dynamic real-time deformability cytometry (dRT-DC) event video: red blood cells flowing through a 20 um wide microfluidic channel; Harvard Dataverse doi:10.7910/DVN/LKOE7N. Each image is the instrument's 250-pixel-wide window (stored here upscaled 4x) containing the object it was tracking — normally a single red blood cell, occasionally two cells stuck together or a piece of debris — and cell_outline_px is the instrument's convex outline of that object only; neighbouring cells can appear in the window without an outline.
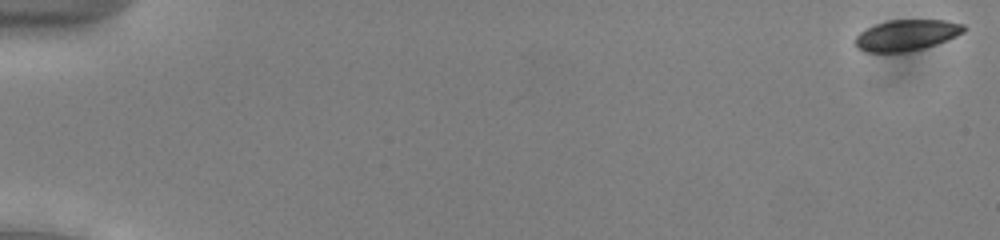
{"species": "common noctule bat (a hibernating species)", "species_latin": "Nyctalus noctula", "temperature_condition": "cold", "stored_images_in_passage": 54, "camera_frame_rate_fps": 3000, "um_per_image_px": 0.085, "animal": {"sex": "male", "body_mass_g": 13.0, "forearm_length_mm": 53.1}, "frame": {"image": 1, "passage_image": 1, "time_ms": 0.0, "image_size_px": [1000, 240], "cell_outline_px": [[964, 32], [956, 36], [936, 44], [924, 48], [904, 52], [868, 52], [856, 48], [852, 44], [852, 40], [860, 32], [876, 24], [888, 20], [944, 20], [964, 24]], "centroid_in_image_um": [77.0, 2.99], "position_along_channel_um": 8.0, "area_um2": 19.65}}
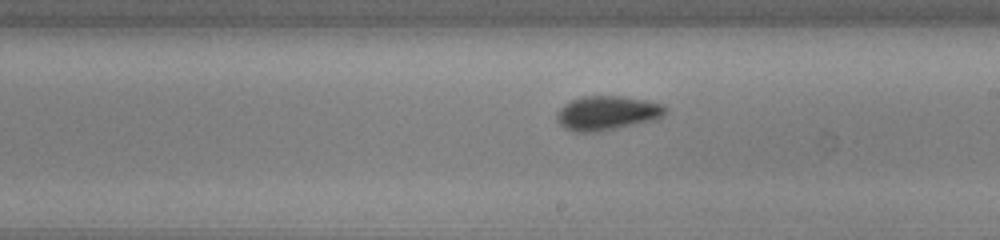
{"frame": {"image": 2, "passage_image": 32, "time_ms": 10.333, "image_size_px": [1000, 240], "cell_outline_px": [[668, 108], [664, 116], [656, 120], [600, 132], [576, 132], [564, 128], [556, 120], [556, 112], [564, 104], [580, 96], [624, 96], [648, 100], [664, 104]], "centroid_in_image_um": [51.64, 9.61], "position_along_channel_um": 237.4, "area_um2": 22.2}}
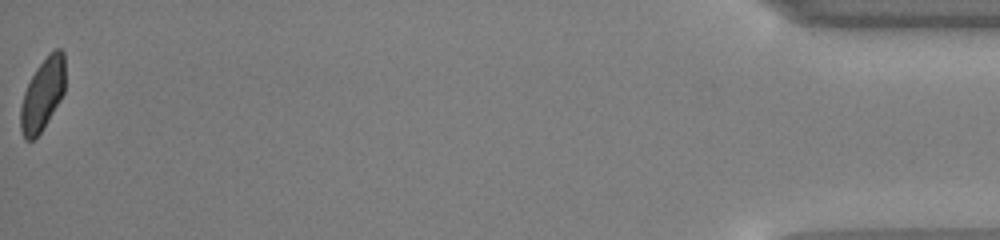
{"frame": {"image": 3, "passage_image": 54, "time_ms": 17.667, "image_size_px": [1000, 240], "cell_outline_px": [[64, 92], [60, 100], [48, 120], [40, 132], [32, 140], [24, 140], [20, 128], [20, 108], [24, 92], [36, 68], [48, 52], [56, 48], [60, 48], [64, 52]], "centroid_in_image_um": [3.61, 8.0], "position_along_channel_um": 431.6, "area_um2": 18.67}, "authors_computed_cell_mechanics": {"area_um2": 20.1144, "velocity_mm_per_s": 3.8945, "shape_relaxation_time_tau1_ms": 3.0122, "shape_relaxation_time_tau2_ms": 2.3074, "deformation_change_tau1": 0.0834, "deformation_change_tau2": 0.0597}}